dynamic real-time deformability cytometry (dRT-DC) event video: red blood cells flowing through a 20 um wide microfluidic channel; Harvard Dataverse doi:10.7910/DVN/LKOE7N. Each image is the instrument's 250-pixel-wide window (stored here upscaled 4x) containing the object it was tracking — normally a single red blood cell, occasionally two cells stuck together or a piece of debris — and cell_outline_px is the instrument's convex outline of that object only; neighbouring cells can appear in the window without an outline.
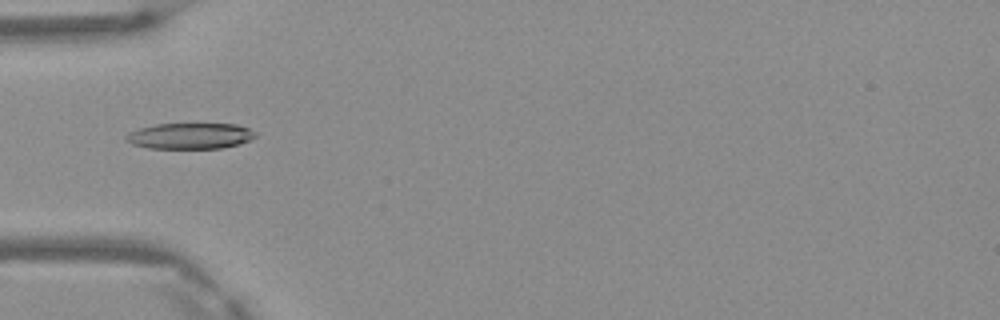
{"species": "Egyptian fruit bat (a non-hibernating species)", "species_latin": "Rousettus aegyptiacus", "temperature_condition": "warm", "stored_images_in_passage": 2, "camera_frame_rate_fps": 3000, "um_per_image_px": 0.085, "frame": {"image": 1, "passage_image": 2, "time_ms": 0.333, "image_size_px": [1000, 320], "cell_outline_px": [[256, 136], [240, 144], [220, 148], [148, 148], [132, 144], [124, 140], [124, 136], [128, 132], [140, 128], [156, 124], [236, 124], [248, 128], [256, 132]], "centroid_in_image_um": [16.12, 11.55], "position_along_channel_um": 68.9, "area_um2": 19.54}}